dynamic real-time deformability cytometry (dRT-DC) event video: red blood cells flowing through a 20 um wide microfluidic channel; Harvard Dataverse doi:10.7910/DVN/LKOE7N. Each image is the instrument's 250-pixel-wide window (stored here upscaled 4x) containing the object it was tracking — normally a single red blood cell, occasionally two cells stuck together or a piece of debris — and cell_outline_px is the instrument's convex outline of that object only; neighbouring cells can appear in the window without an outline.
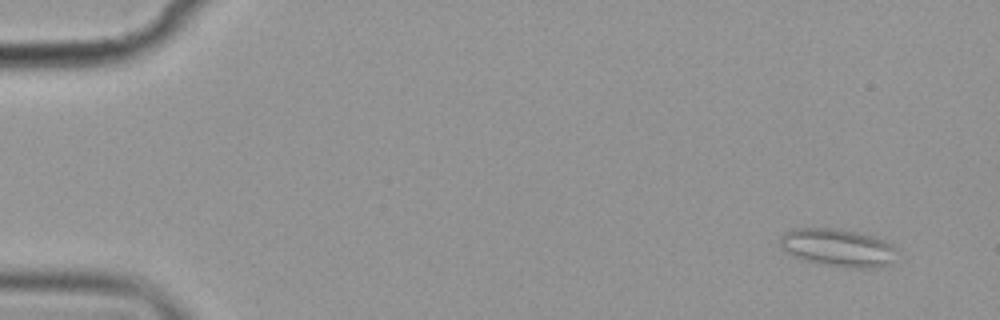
{"species": "common noctule bat (a hibernating species)", "species_latin": "Nyctalus noctula", "temperature_condition": "cold", "stored_images_in_passage": 57, "camera_frame_rate_fps": 3000, "um_per_image_px": 0.085, "animal": {"sex": "female", "body_mass_g": 19.9}, "frame": {"image": 1, "passage_image": 4, "time_ms": 1.0, "image_size_px": [1000, 320], "cell_outline_px": [[896, 248], [892, 260], [888, 264], [868, 268], [852, 268], [804, 260], [784, 252], [780, 248], [780, 236], [784, 232], [792, 228], [832, 228], [856, 232], [872, 236], [884, 240], [892, 244]], "centroid_in_image_um": [71.15, 21.03], "position_along_channel_um": 13.8, "area_um2": 25.49}}
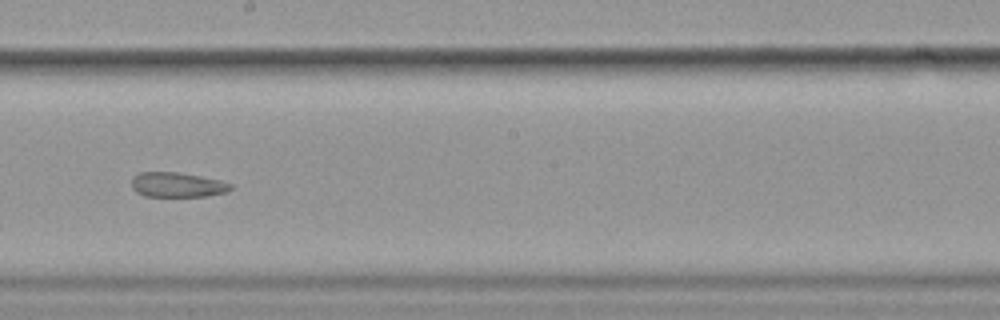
{"frame": {"image": 2, "passage_image": 33, "time_ms": 10.667, "image_size_px": [1000, 320], "cell_outline_px": [[232, 188], [228, 192], [208, 196], [144, 196], [136, 192], [132, 188], [132, 176], [140, 172], [176, 172], [200, 176], [220, 180], [232, 184]], "centroid_in_image_um": [15.07, 15.71], "position_along_channel_um": 233.1, "area_um2": 14.39}}
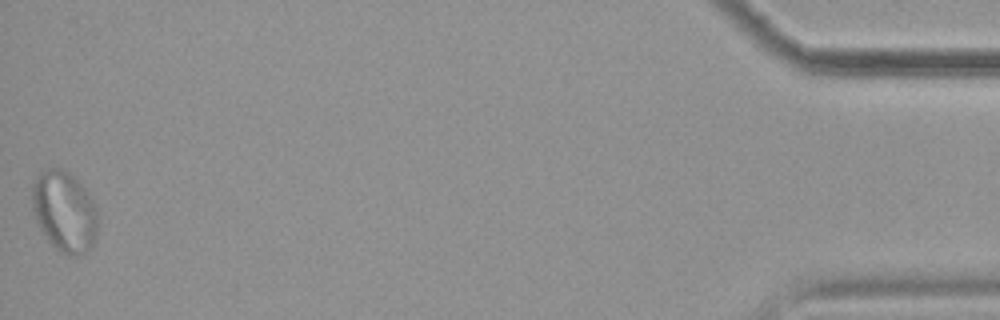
{"frame": {"image": 3, "passage_image": 57, "time_ms": 18.667, "image_size_px": [1000, 320], "cell_outline_px": [[96, 240], [84, 252], [76, 256], [72, 256], [60, 252], [48, 240], [40, 228], [36, 220], [32, 208], [32, 184], [36, 176], [44, 168], [64, 168], [84, 188], [96, 204]], "centroid_in_image_um": [5.45, 17.95], "position_along_channel_um": 429.8, "area_um2": 30.81}, "authors_computed_cell_mechanics": {"area_um2": 20.1144, "velocity_mm_per_s": 3.5484, "shape_relaxation_time_tau1_ms": null, "shape_relaxation_time_tau2_ms": 3.3582, "deformation_change_tau1": null, "deformation_change_tau2": 0.0811}}